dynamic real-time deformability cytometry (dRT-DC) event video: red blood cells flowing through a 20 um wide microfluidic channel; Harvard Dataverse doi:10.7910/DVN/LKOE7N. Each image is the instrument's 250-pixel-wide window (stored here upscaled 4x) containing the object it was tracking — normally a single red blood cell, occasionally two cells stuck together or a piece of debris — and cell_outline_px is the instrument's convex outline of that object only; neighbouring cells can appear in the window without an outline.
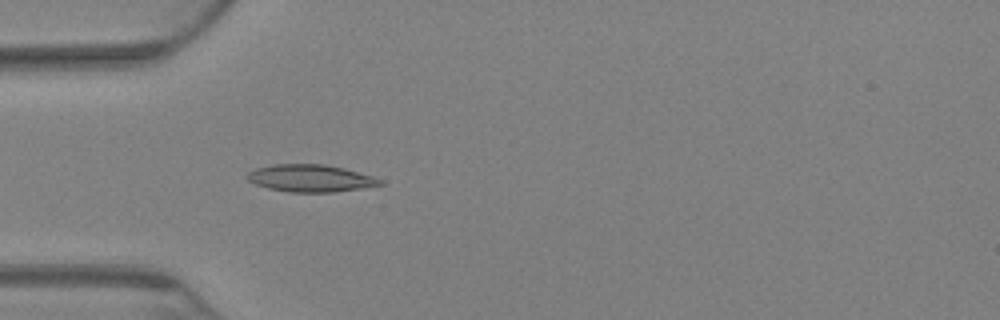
{"species": "Egyptian fruit bat (a non-hibernating species)", "species_latin": "Rousettus aegyptiacus", "temperature_condition": "warm", "stored_images_in_passage": 73, "camera_frame_rate_fps": 3000, "um_per_image_px": 0.085, "animal": {"sex": "female"}, "frame": {"image": 1, "passage_image": 23, "time_ms": 7.333, "image_size_px": [1000, 320], "cell_outline_px": [[384, 184], [360, 188], [332, 192], [288, 192], [268, 188], [256, 184], [248, 180], [244, 176], [248, 172], [256, 168], [272, 164], [324, 164], [344, 168], [372, 176], [384, 180]], "centroid_in_image_um": [26.37, 15.14], "position_along_channel_um": 58.6, "area_um2": 21.1}}
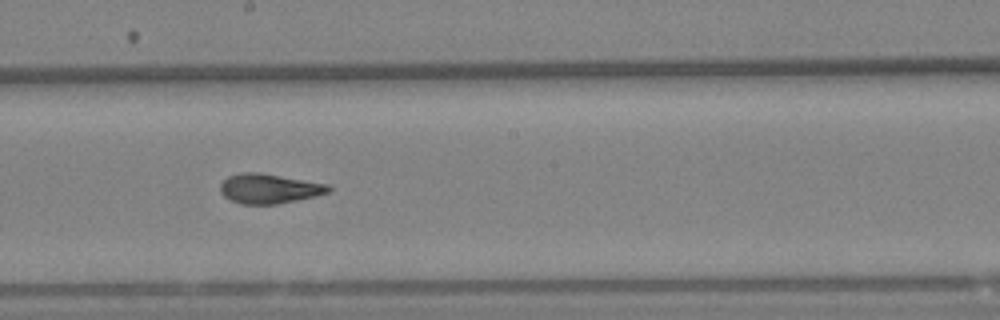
{"frame": {"image": 2, "passage_image": 41, "time_ms": 13.333, "image_size_px": [1000, 320], "cell_outline_px": [[332, 188], [328, 192], [316, 196], [276, 204], [240, 204], [224, 196], [220, 192], [220, 184], [228, 176], [240, 172], [260, 172], [328, 184]], "centroid_in_image_um": [22.86, 16.02], "position_along_channel_um": 225.3, "area_um2": 18.73}}
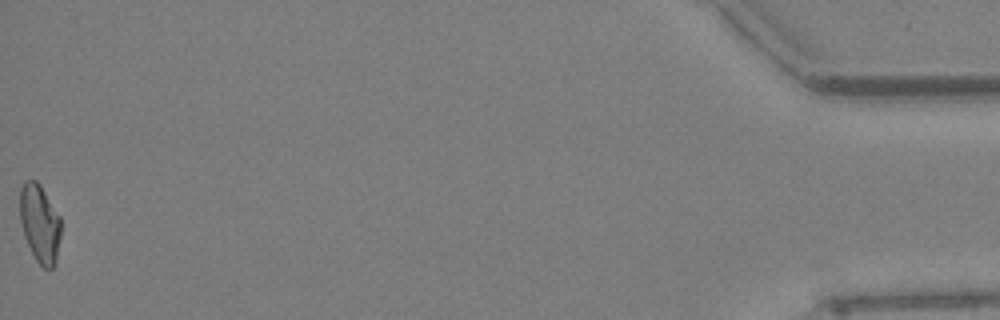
{"frame": {"image": 3, "passage_image": 73, "time_ms": 24.0, "image_size_px": [1000, 320], "cell_outline_px": [[60, 236], [56, 260], [52, 268], [44, 268], [36, 260], [24, 236], [20, 220], [20, 188], [24, 180], [36, 180], [40, 184], [60, 216]], "centroid_in_image_um": [3.37, 18.96], "position_along_channel_um": 431.8, "area_um2": 18.55}, "authors_computed_cell_mechanics": {"area_um2": 19.0162, "velocity_mm_per_s": 2.8511, "shape_relaxation_time_tau1_ms": null, "shape_relaxation_time_tau2_ms": 1.6736, "deformation_change_tau1": null, "deformation_change_tau2": 0.0772}}